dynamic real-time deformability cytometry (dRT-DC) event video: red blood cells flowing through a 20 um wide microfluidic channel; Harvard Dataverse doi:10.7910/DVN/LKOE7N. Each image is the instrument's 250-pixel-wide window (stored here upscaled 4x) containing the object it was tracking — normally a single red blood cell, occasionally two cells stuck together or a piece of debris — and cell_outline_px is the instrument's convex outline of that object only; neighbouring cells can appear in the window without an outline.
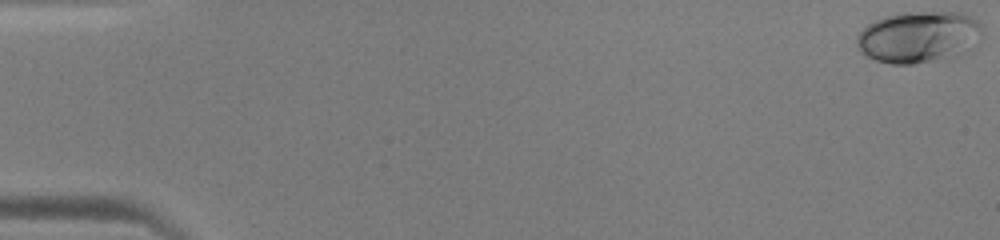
{"species": "human", "species_latin": "Homo sapiens", "temperature_condition": "warm", "stored_images_in_passage": 48, "camera_frame_rate_fps": 3000, "um_per_image_px": 0.085, "donor": {"sex": "male"}, "frame": {"image": 1, "passage_image": 1, "time_ms": 0.0, "image_size_px": [1000, 240], "cell_outline_px": [[980, 32], [968, 52], [960, 56], [912, 64], [892, 64], [876, 60], [868, 56], [856, 48], [856, 36], [868, 24], [884, 16], [904, 12], [960, 12], [976, 20], [980, 24]], "centroid_in_image_um": [78.05, 3.15], "position_along_channel_um": 7.0, "area_um2": 37.57}}
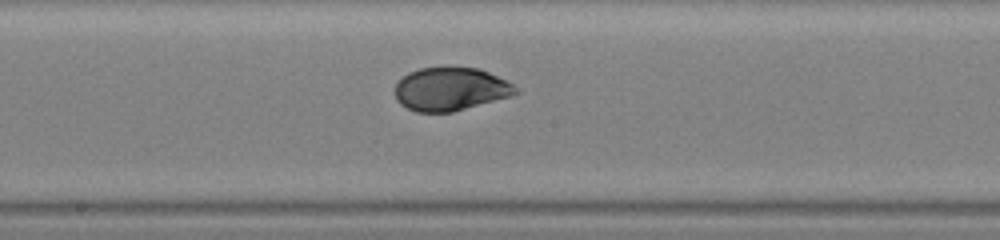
{"frame": {"image": 2, "passage_image": 27, "time_ms": 8.667, "image_size_px": [1000, 240], "cell_outline_px": [[520, 92], [508, 96], [452, 112], [416, 112], [400, 104], [396, 100], [396, 84], [408, 72], [420, 68], [480, 68], [508, 80], [520, 88]], "centroid_in_image_um": [38.32, 7.57], "position_along_channel_um": 209.9, "area_um2": 30.23}}
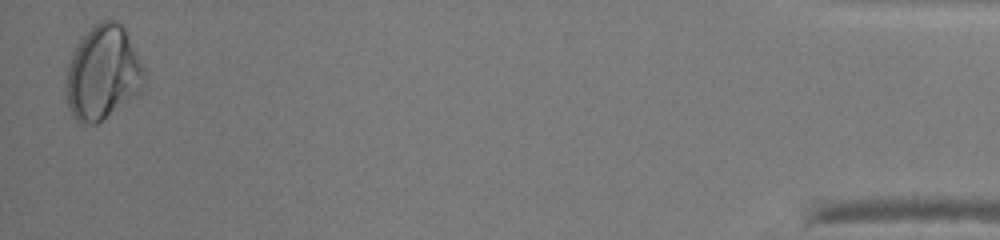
{"frame": {"image": 3, "passage_image": 48, "time_ms": 15.667, "image_size_px": [1000, 240], "cell_outline_px": [[148, 84], [136, 96], [96, 124], [88, 124], [76, 120], [72, 116], [68, 104], [64, 84], [68, 60], [80, 40], [96, 24], [104, 20], [116, 20], [124, 28], [148, 76]], "centroid_in_image_um": [8.76, 6.23], "position_along_channel_um": 426.4, "area_um2": 43.12}}